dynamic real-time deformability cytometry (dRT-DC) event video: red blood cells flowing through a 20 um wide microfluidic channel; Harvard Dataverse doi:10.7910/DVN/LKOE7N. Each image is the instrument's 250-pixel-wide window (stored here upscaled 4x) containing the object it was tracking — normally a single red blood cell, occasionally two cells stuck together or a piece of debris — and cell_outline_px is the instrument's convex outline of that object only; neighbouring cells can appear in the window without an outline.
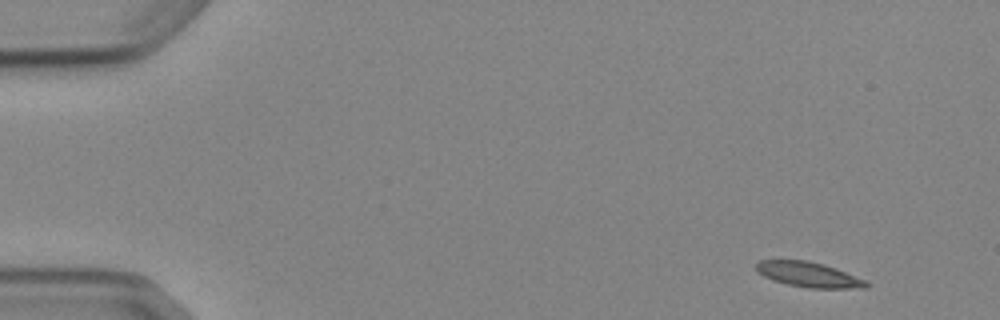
{"species": "Egyptian fruit bat (a non-hibernating species)", "species_latin": "Rousettus aegyptiacus", "temperature_condition": "cold", "stored_images_in_passage": 4, "camera_frame_rate_fps": 3000, "um_per_image_px": 0.085, "animal": {"sex": "female"}, "frame": {"image": 1, "passage_image": 1, "time_ms": 0.0, "image_size_px": [1000, 320], "cell_outline_px": [[872, 284], [868, 288], [808, 288], [788, 284], [772, 280], [756, 272], [756, 264], [760, 260], [808, 260], [824, 264], [836, 268], [868, 280]], "centroid_in_image_um": [68.8, 23.34], "position_along_channel_um": 16.2, "area_um2": 16.36}}
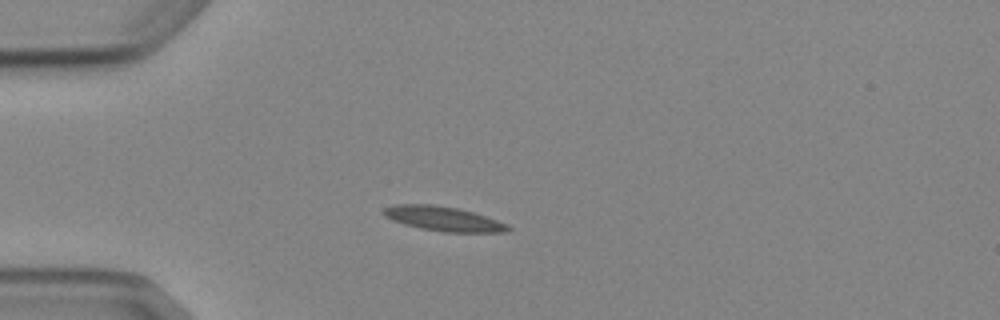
{"frame": {"image": 2, "passage_image": 4, "time_ms": 3.333, "image_size_px": [1000, 320], "cell_outline_px": [[512, 228], [508, 232], [444, 232], [420, 228], [404, 224], [392, 220], [384, 216], [384, 208], [392, 204], [432, 204], [456, 208], [472, 212], [508, 224]], "centroid_in_image_um": [37.67, 18.59], "position_along_channel_um": 47.3, "area_um2": 17.69}}